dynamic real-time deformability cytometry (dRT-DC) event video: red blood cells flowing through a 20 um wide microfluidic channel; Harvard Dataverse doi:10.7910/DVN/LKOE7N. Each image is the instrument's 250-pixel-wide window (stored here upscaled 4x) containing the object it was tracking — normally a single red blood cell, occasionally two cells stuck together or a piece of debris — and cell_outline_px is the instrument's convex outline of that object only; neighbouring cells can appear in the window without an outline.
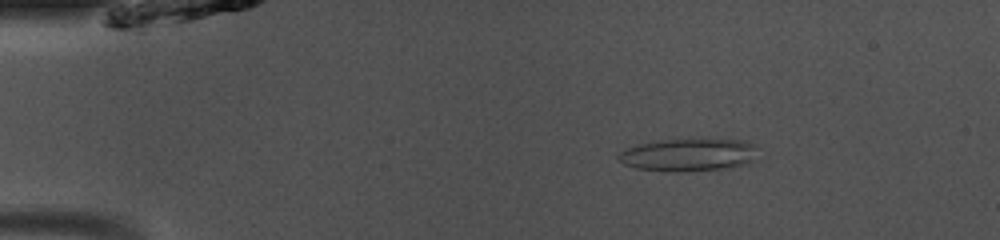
{"species": "common noctule bat (a hibernating species)", "species_latin": "Nyctalus noctula", "temperature_condition": "room temperature", "stored_images_in_passage": 48, "camera_frame_rate_fps": 3000, "um_per_image_px": 0.085, "animal": {"sex": "male", "body_mass_g": 13.0, "forearm_length_mm": 53.1}, "frame": {"image": 1, "passage_image": 8, "time_ms": 2.333, "image_size_px": [1000, 240], "cell_outline_px": [[756, 144], [752, 160], [744, 164], [724, 168], [684, 172], [676, 172], [636, 168], [624, 164], [616, 156], [620, 152], [636, 144], [656, 140], [708, 136], [716, 136], [744, 140]], "centroid_in_image_um": [58.54, 13.09], "position_along_channel_um": 26.5, "area_um2": 27.57}}
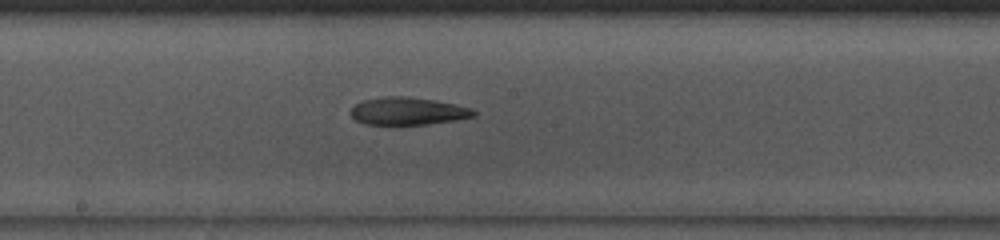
{"frame": {"image": 2, "passage_image": 26, "time_ms": 8.333, "image_size_px": [1000, 240], "cell_outline_px": [[476, 116], [456, 120], [428, 124], [364, 124], [356, 120], [348, 112], [356, 104], [364, 100], [384, 96], [404, 96], [436, 100], [456, 104], [472, 108], [476, 112]], "centroid_in_image_um": [34.69, 9.44], "position_along_channel_um": 213.5, "area_um2": 19.83}}
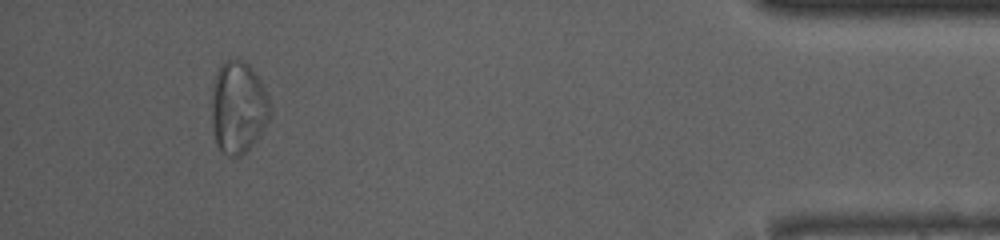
{"frame": {"image": 3, "passage_image": 45, "time_ms": 14.667, "image_size_px": [1000, 240], "cell_outline_px": [[268, 120], [252, 144], [240, 156], [228, 156], [216, 144], [212, 124], [212, 92], [216, 72], [220, 64], [224, 60], [236, 56], [244, 60], [252, 68], [268, 96]], "centroid_in_image_um": [20.2, 9.06], "position_along_channel_um": 415.0, "area_um2": 30.98}, "authors_computed_cell_mechanics": {"area_um2": 23.5246, "velocity_mm_per_s": 4.0965, "shape_relaxation_time_tau1_ms": null, "shape_relaxation_time_tau2_ms": 4.3474, "deformation_change_tau1": null, "deformation_change_tau2": 0.141}}